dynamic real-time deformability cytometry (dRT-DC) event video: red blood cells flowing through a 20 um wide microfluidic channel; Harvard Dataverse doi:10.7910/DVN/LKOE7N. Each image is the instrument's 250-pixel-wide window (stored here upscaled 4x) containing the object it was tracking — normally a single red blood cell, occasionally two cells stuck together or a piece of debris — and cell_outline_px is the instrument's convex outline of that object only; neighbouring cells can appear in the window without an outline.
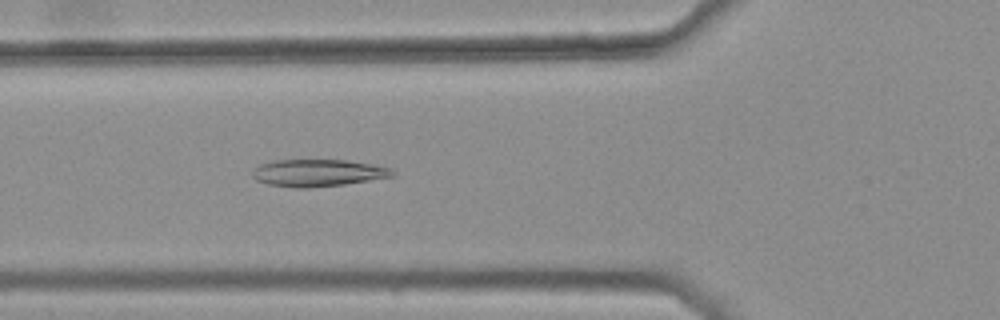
{"species": "common noctule bat (a hibernating species)", "species_latin": "Nyctalus noctula", "temperature_condition": "warm", "stored_images_in_passage": 44, "camera_frame_rate_fps": 3000, "um_per_image_px": 0.085, "animal": {"sex": "female", "body_mass_g": 25.1}, "frame": {"image": 1, "passage_image": 18, "time_ms": 5.667, "image_size_px": [1000, 320], "cell_outline_px": [[396, 176], [344, 184], [308, 188], [296, 188], [268, 184], [256, 180], [252, 176], [252, 172], [260, 164], [272, 160], [344, 160], [372, 164], [388, 168], [396, 172]], "centroid_in_image_um": [27.02, 14.7], "position_along_channel_um": 98.8, "area_um2": 22.08}}
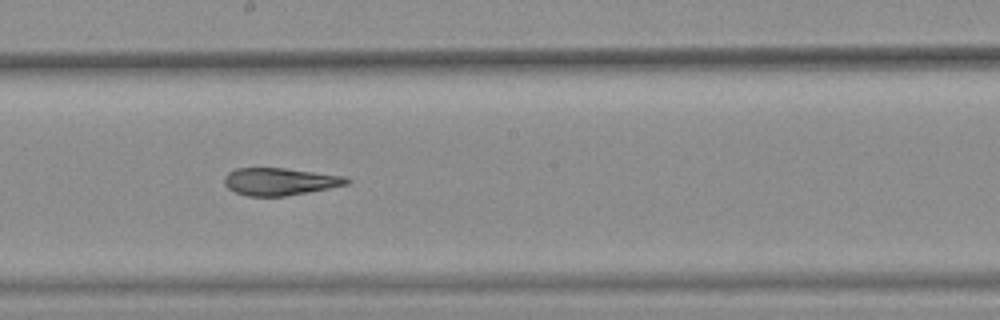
{"frame": {"image": 2, "passage_image": 28, "time_ms": 9.0, "image_size_px": [1000, 320], "cell_outline_px": [[352, 180], [348, 184], [308, 192], [284, 196], [248, 196], [236, 192], [228, 188], [224, 184], [224, 176], [228, 172], [236, 168], [284, 168], [344, 176]], "centroid_in_image_um": [23.76, 15.43], "position_along_channel_um": 224.4, "area_um2": 19.42}}
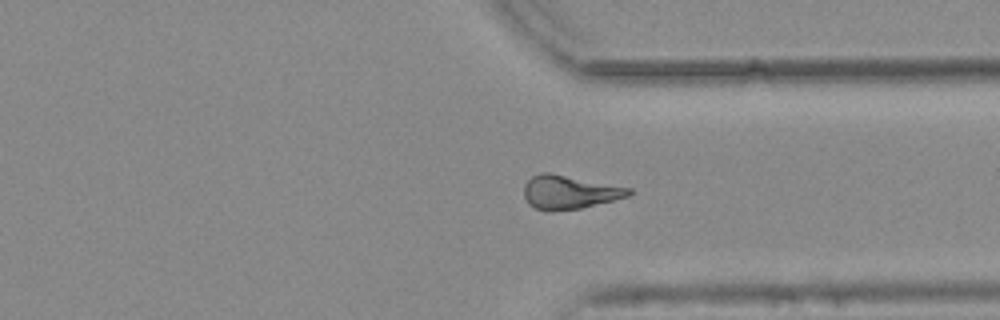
{"frame": {"image": 3, "passage_image": 39, "time_ms": 12.667, "image_size_px": [1000, 320], "cell_outline_px": [[632, 192], [628, 196], [580, 208], [552, 212], [544, 212], [532, 208], [528, 204], [524, 196], [524, 184], [532, 176], [540, 172], [548, 172], [632, 188]], "centroid_in_image_um": [48.33, 16.35], "position_along_channel_um": 363.1, "area_um2": 20.69}, "authors_computed_cell_mechanics": {"area_um2": 20.7791, "velocity_mm_per_s": 3.7725, "shape_relaxation_time_tau1_ms": null, "shape_relaxation_time_tau2_ms": 8.3806, "deformation_change_tau1": null, "deformation_change_tau2": 0.1578}}